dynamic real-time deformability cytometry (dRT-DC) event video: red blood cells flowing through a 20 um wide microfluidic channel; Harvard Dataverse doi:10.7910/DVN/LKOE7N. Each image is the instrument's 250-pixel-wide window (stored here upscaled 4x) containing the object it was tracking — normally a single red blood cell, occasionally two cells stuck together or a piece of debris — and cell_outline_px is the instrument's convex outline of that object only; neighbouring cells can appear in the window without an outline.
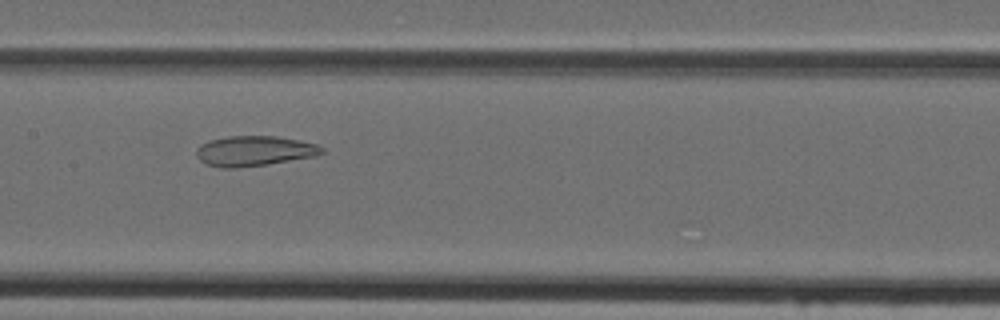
{"species": "Egyptian fruit bat (a non-hibernating species)", "species_latin": "Rousettus aegyptiacus", "temperature_condition": "cold", "stored_images_in_passage": 38, "camera_frame_rate_fps": 3000, "um_per_image_px": 0.085, "animal": {"sex": "female"}, "frame": {"image": 1, "passage_image": 14, "time_ms": 4.333, "image_size_px": [1000, 320], "cell_outline_px": [[324, 152], [316, 156], [268, 164], [236, 168], [220, 168], [208, 164], [200, 160], [196, 156], [196, 148], [200, 144], [208, 140], [228, 136], [276, 136], [316, 144], [324, 148]], "centroid_in_image_um": [21.58, 12.83], "position_along_channel_um": 185.8, "area_um2": 22.08}}
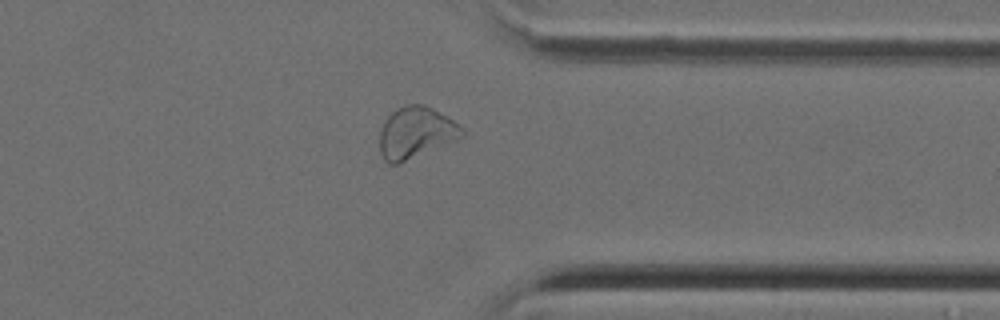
{"frame": {"image": 2, "passage_image": 28, "time_ms": 9.0, "image_size_px": [1000, 320], "cell_outline_px": [[464, 136], [396, 164], [388, 164], [384, 160], [380, 152], [380, 132], [388, 116], [396, 108], [404, 104], [424, 104], [432, 108], [452, 120], [464, 128]], "centroid_in_image_um": [35.32, 11.25], "position_along_channel_um": 376.1, "area_um2": 24.22}}
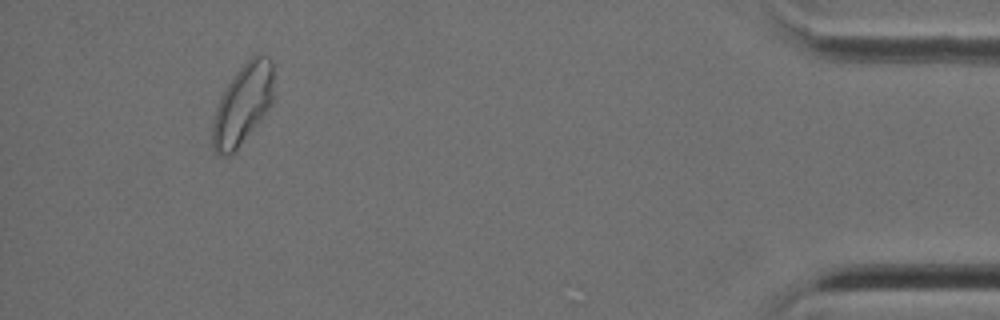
{"frame": {"image": 3, "passage_image": 35, "time_ms": 11.333, "image_size_px": [1000, 320], "cell_outline_px": [[272, 104], [268, 112], [232, 156], [220, 156], [212, 148], [212, 124], [216, 108], [228, 84], [236, 72], [252, 56], [260, 52], [268, 56], [272, 64]], "centroid_in_image_um": [20.64, 8.93], "position_along_channel_um": 414.6, "area_um2": 28.73}}